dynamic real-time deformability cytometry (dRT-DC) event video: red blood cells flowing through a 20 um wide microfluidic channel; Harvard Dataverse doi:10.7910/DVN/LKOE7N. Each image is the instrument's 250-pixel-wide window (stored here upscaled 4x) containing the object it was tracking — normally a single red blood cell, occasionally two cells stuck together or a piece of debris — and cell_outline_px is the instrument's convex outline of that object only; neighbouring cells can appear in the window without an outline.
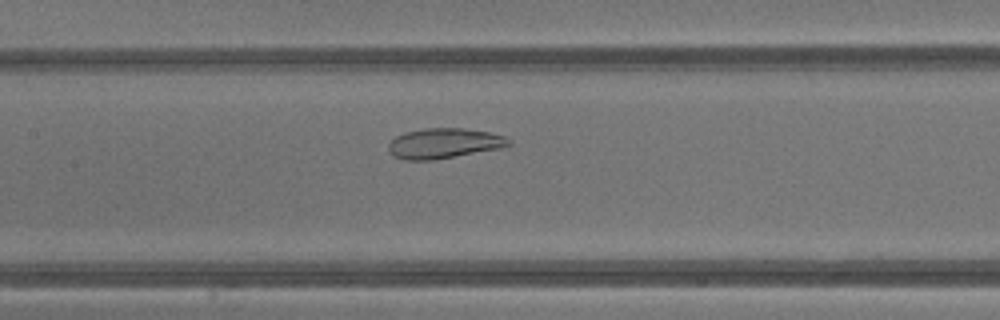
{"species": "common noctule bat (a hibernating species)", "species_latin": "Nyctalus noctula", "temperature_condition": "warm", "stored_images_in_passage": 33, "camera_frame_rate_fps": 3000, "um_per_image_px": 0.085, "animal": {"sex": "male", "body_mass_g": 13.3}, "frame": {"image": 1, "passage_image": 11, "time_ms": 3.333, "image_size_px": [1000, 320], "cell_outline_px": [[512, 144], [504, 148], [432, 160], [404, 160], [392, 156], [388, 148], [388, 144], [396, 136], [404, 132], [424, 128], [464, 128], [488, 132], [504, 136]], "centroid_in_image_um": [37.72, 12.19], "position_along_channel_um": 169.7, "area_um2": 21.27}}
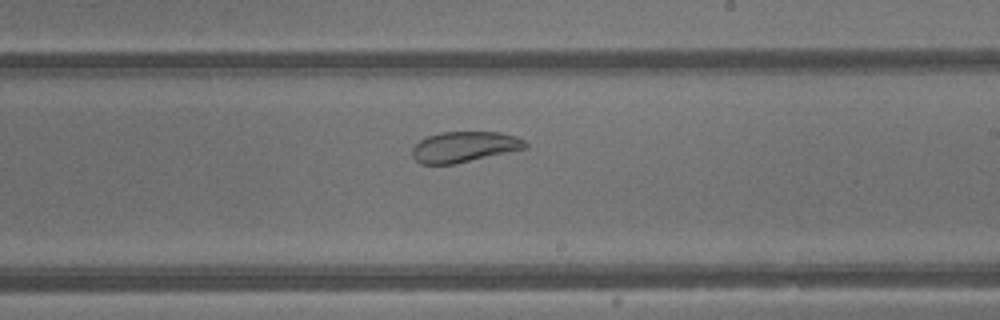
{"frame": {"image": 2, "passage_image": 16, "time_ms": 5.0, "image_size_px": [1000, 320], "cell_outline_px": [[528, 148], [456, 164], [420, 164], [412, 156], [412, 148], [420, 140], [428, 136], [440, 132], [500, 132], [516, 136], [524, 140], [528, 144]], "centroid_in_image_um": [39.48, 12.49], "position_along_channel_um": 249.5, "area_um2": 20.35}}
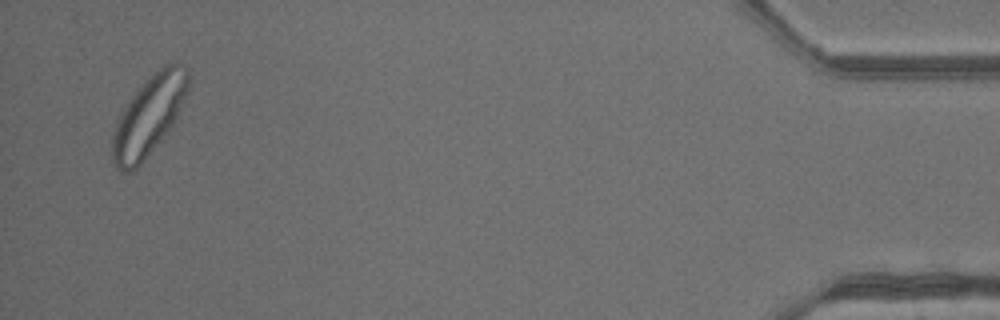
{"frame": {"image": 3, "passage_image": 32, "time_ms": 10.333, "image_size_px": [1000, 320], "cell_outline_px": [[188, 92], [172, 124], [160, 140], [140, 164], [132, 172], [120, 172], [116, 168], [112, 160], [112, 136], [120, 112], [136, 88], [140, 84], [164, 64], [180, 64], [188, 68]], "centroid_in_image_um": [12.62, 9.83], "position_along_channel_um": 422.6, "area_um2": 34.91}, "authors_computed_cell_mechanics": {"area_um2": 25.143, "velocity_mm_per_s": 4.8135, "shape_relaxation_time_tau1_ms": 3.8938, "shape_relaxation_time_tau2_ms": 1.7306, "deformation_change_tau1": 0.1048, "deformation_change_tau2": 0.059}}